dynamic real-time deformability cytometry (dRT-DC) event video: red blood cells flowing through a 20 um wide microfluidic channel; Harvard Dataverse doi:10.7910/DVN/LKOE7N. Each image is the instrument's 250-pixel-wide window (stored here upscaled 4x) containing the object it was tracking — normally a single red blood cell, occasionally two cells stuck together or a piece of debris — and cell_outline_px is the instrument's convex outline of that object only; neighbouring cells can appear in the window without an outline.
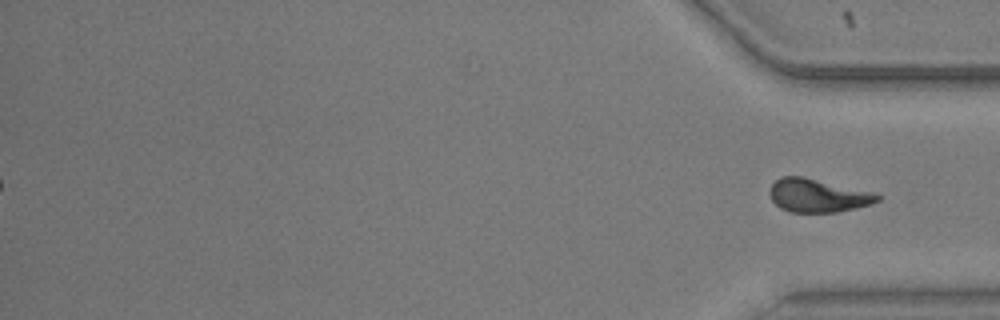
{"species": "common noctule bat (a hibernating species)", "species_latin": "Nyctalus noctula", "temperature_condition": "warm", "stored_images_in_passage": 51, "segment_of_instrument_passage": [2, 2], "camera_frame_rate_fps": 3000, "um_per_image_px": 0.085, "animal": {"sex": "male", "body_mass_g": 20.5, "forearm_length_mm": 52.5}, "frame": {"image": 1, "passage_image": 51, "time_ms": 16.667, "image_size_px": [1000, 320], "cell_outline_px": [[880, 200], [872, 204], [856, 208], [836, 212], [792, 212], [780, 208], [772, 200], [768, 192], [772, 184], [780, 176], [804, 176], [872, 192], [880, 196]], "centroid_in_image_um": [69.49, 16.61], "position_along_channel_um": 365.7, "area_um2": 20.92}}